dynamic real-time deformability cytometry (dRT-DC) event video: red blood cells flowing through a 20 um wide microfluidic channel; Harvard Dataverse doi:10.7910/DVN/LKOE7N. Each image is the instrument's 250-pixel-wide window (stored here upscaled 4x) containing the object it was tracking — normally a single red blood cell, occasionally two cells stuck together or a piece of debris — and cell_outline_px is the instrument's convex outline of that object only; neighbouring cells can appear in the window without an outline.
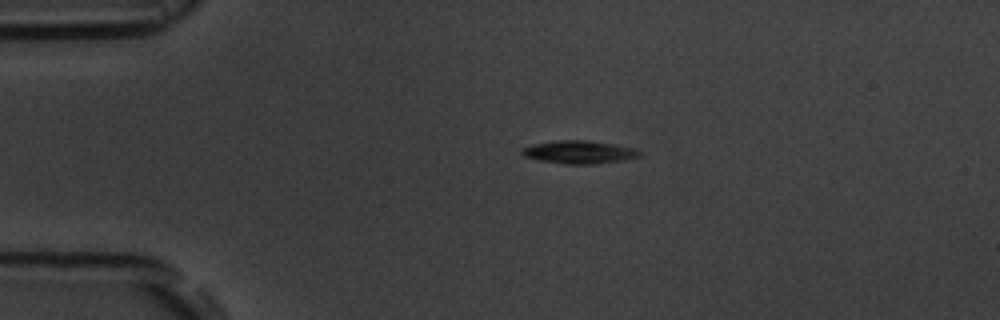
{"species": "common noctule bat (a hibernating species)", "species_latin": "Nyctalus noctula", "temperature_condition": "room temperature", "stored_images_in_passage": 8, "camera_frame_rate_fps": 3000, "um_per_image_px": 0.085, "animal": {"sex": "male", "body_mass_g": 19.5, "forearm_length_mm": 54.6}, "frame": {"image": 1, "passage_image": 2, "time_ms": 1.333, "image_size_px": [1000, 320], "cell_outline_px": [[644, 152], [640, 156], [620, 160], [596, 164], [564, 164], [540, 160], [524, 156], [520, 152], [520, 148], [532, 144], [556, 140], [584, 140], [612, 144], [636, 148]], "centroid_in_image_um": [49.21, 12.92], "position_along_channel_um": 35.8, "area_um2": 15.78}}
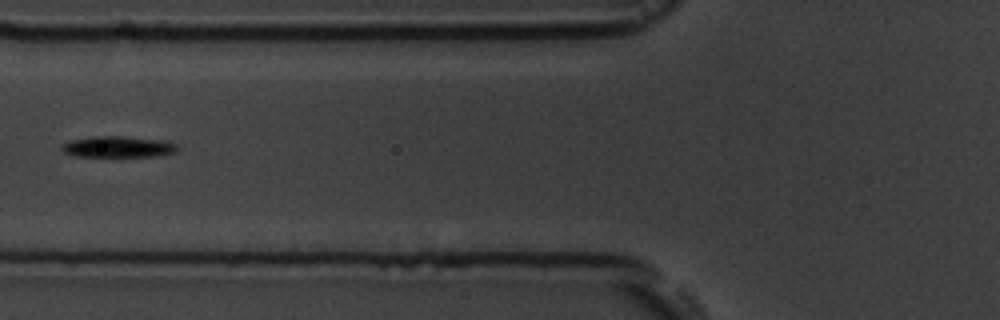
{"frame": {"image": 2, "passage_image": 5, "time_ms": 4.667, "image_size_px": [1000, 320], "cell_outline_px": [[180, 148], [176, 152], [160, 156], [76, 156], [64, 152], [60, 148], [64, 144], [72, 140], [92, 136], [124, 136], [160, 140], [176, 144]], "centroid_in_image_um": [10.07, 12.48], "position_along_channel_um": 115.7, "area_um2": 14.16}}
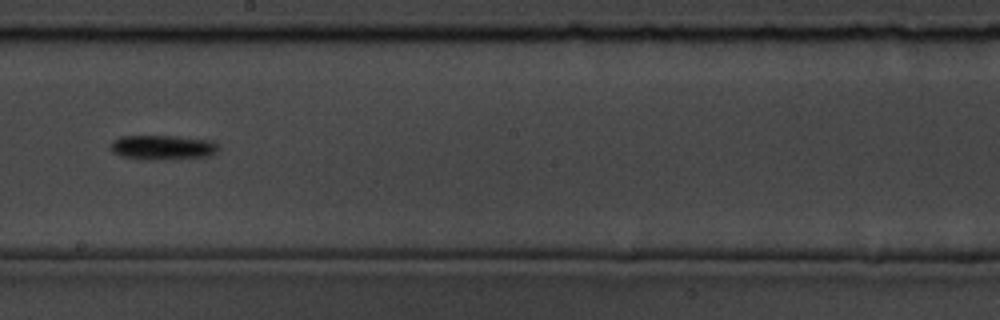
{"frame": {"image": 3, "passage_image": 8, "time_ms": 8.0, "image_size_px": [1000, 320], "cell_outline_px": [[220, 148], [216, 152], [208, 156], [164, 160], [152, 160], [120, 156], [112, 152], [108, 148], [112, 140], [120, 136], [176, 136], [212, 140]], "centroid_in_image_um": [13.79, 12.53], "position_along_channel_um": 234.4, "area_um2": 15.72}}